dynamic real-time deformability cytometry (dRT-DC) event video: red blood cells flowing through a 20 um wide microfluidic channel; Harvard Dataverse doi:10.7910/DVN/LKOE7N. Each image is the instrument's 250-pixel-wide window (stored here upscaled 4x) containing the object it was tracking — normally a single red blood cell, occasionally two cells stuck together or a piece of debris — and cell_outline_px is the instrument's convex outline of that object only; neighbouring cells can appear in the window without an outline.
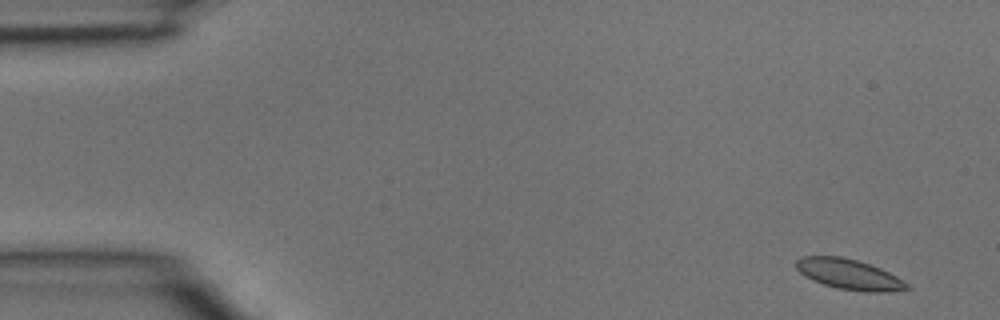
{"species": "common noctule bat (a hibernating species)", "species_latin": "Nyctalus noctula", "temperature_condition": "room temperature", "stored_images_in_passage": 4, "camera_frame_rate_fps": 3000, "um_per_image_px": 0.085, "animal": {"sex": "male", "body_mass_g": 15.6}, "frame": {"image": 1, "passage_image": 1, "time_ms": 0.0, "image_size_px": [1000, 320], "cell_outline_px": [[912, 288], [888, 292], [864, 292], [836, 288], [812, 280], [804, 276], [796, 268], [796, 260], [800, 256], [840, 256], [856, 260], [880, 268], [896, 276], [908, 284]], "centroid_in_image_um": [72.15, 23.32], "position_along_channel_um": 12.8, "area_um2": 19.59}}